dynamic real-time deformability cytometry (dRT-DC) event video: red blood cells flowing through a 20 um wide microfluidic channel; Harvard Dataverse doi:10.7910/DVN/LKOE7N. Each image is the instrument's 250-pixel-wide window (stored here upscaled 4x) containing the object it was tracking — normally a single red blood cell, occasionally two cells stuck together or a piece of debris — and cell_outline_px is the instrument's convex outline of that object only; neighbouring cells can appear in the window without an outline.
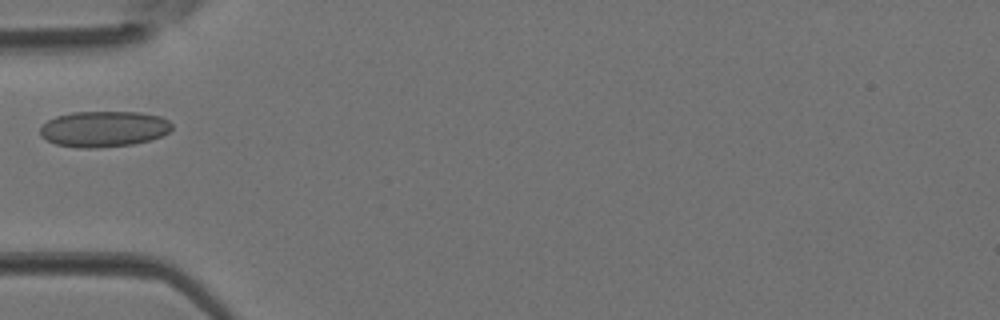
{"species": "Egyptian fruit bat (a non-hibernating species)", "species_latin": "Rousettus aegyptiacus", "temperature_condition": "room temperature", "stored_images_in_passage": 2, "camera_frame_rate_fps": 3000, "um_per_image_px": 0.085, "animal": {"sex": "female"}, "frame": {"image": 1, "passage_image": 2, "time_ms": 0.333, "image_size_px": [1000, 320], "cell_outline_px": [[172, 128], [168, 132], [160, 136], [148, 140], [132, 144], [96, 148], [80, 148], [56, 144], [40, 136], [40, 128], [48, 120], [56, 116], [72, 112], [140, 112], [160, 116], [168, 120], [172, 124]], "centroid_in_image_um": [8.81, 10.95], "position_along_channel_um": 76.2, "area_um2": 27.46}}